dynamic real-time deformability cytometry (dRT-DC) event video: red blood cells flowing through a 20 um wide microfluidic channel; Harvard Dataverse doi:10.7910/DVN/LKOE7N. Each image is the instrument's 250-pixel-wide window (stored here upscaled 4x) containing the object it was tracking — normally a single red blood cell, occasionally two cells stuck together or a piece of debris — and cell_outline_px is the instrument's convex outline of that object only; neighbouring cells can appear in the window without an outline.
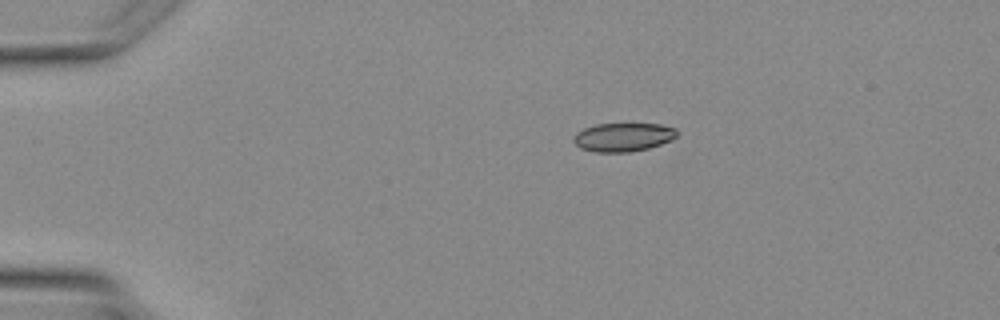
{"species": "Egyptian fruit bat (a non-hibernating species)", "species_latin": "Rousettus aegyptiacus", "temperature_condition": "warm", "stored_images_in_passage": 2, "camera_frame_rate_fps": 3000, "um_per_image_px": 0.085, "animal": {"sex": "female"}, "frame": {"image": 1, "passage_image": 2, "time_ms": 1.333, "image_size_px": [1000, 320], "cell_outline_px": [[680, 132], [672, 140], [648, 148], [628, 152], [596, 152], [580, 148], [572, 140], [572, 136], [576, 132], [584, 128], [596, 124], [660, 124], [676, 128]], "centroid_in_image_um": [52.97, 11.65], "position_along_channel_um": 32.0, "area_um2": 17.34}}